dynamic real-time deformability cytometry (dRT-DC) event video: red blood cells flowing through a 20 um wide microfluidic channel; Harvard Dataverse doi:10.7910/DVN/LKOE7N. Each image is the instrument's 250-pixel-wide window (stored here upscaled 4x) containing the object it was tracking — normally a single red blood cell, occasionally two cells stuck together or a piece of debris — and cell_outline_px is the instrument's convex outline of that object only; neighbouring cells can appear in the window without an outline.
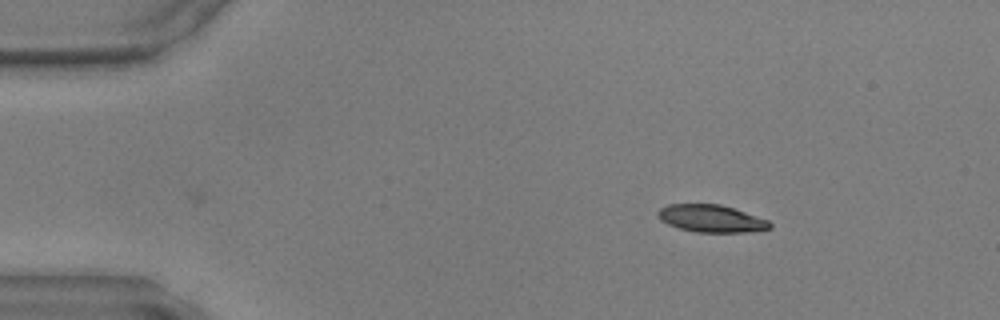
{"species": "common noctule bat (a hibernating species)", "species_latin": "Nyctalus noctula", "temperature_condition": "warm", "stored_images_in_passage": 37, "camera_frame_rate_fps": 3000, "um_per_image_px": 0.085, "animal": {"sex": "male", "body_mass_g": 17.9, "forearm_length_mm": 54.2}, "frame": {"image": 1, "passage_image": 1, "time_ms": 0.0, "image_size_px": [1000, 320], "cell_outline_px": [[772, 228], [744, 232], [696, 232], [680, 228], [668, 224], [660, 220], [656, 216], [656, 212], [660, 208], [668, 204], [720, 204], [768, 220], [772, 224]], "centroid_in_image_um": [60.41, 18.57], "position_along_channel_um": 24.6, "area_um2": 17.74}}
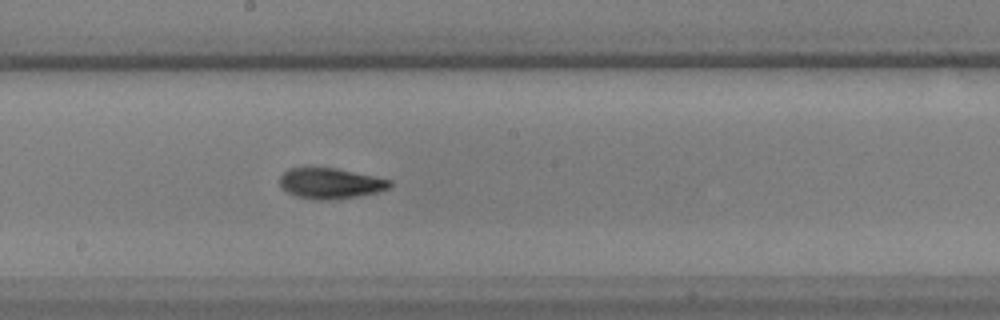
{"frame": {"image": 2, "passage_image": 20, "time_ms": 6.333, "image_size_px": [1000, 320], "cell_outline_px": [[392, 184], [388, 188], [376, 192], [336, 200], [316, 200], [296, 196], [280, 188], [280, 176], [288, 168], [336, 168], [392, 180]], "centroid_in_image_um": [28.06, 15.59], "position_along_channel_um": 220.1, "area_um2": 19.59}}
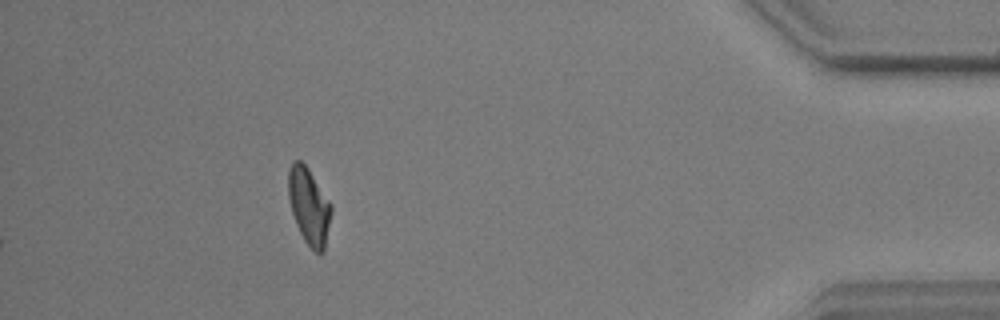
{"frame": {"image": 3, "passage_image": 37, "time_ms": 12.0, "image_size_px": [1000, 320], "cell_outline_px": [[332, 212], [324, 252], [316, 252], [304, 240], [296, 224], [292, 212], [288, 196], [288, 172], [292, 160], [300, 160], [308, 168], [332, 204]], "centroid_in_image_um": [26.27, 17.5], "position_along_channel_um": 408.9, "area_um2": 19.13}}